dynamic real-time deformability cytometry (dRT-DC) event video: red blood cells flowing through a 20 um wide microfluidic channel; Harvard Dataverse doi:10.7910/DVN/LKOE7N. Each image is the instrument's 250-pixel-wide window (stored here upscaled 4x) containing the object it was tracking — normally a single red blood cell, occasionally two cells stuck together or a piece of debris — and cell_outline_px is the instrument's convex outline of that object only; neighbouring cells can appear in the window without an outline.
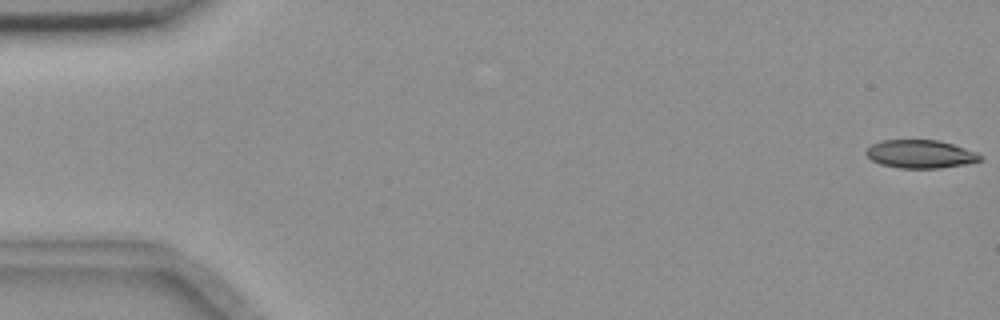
{"species": "common noctule bat (a hibernating species)", "species_latin": "Nyctalus noctula", "temperature_condition": "room temperature", "stored_images_in_passage": 51, "camera_frame_rate_fps": 3000, "um_per_image_px": 0.085, "animal": {"sex": "female", "body_mass_g": 18.4}, "frame": {"image": 1, "passage_image": 1, "time_ms": 0.0, "image_size_px": [1000, 320], "cell_outline_px": [[984, 156], [980, 160], [968, 164], [940, 168], [900, 168], [880, 164], [872, 160], [864, 152], [872, 144], [880, 140], [936, 140], [952, 144], [976, 152]], "centroid_in_image_um": [78.23, 13.1], "position_along_channel_um": 6.8, "area_um2": 18.73}}
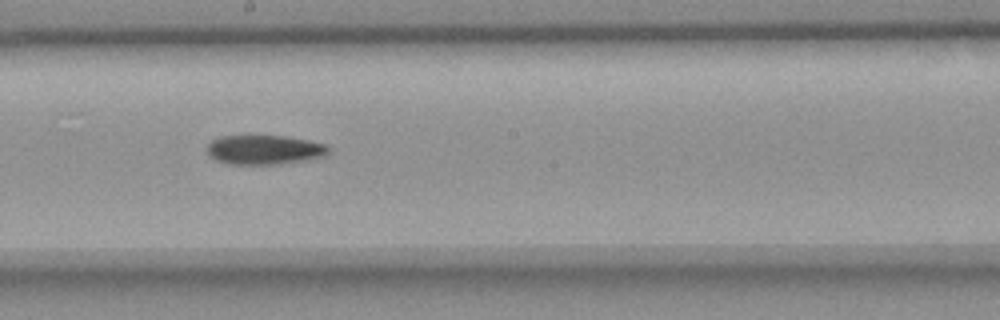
{"frame": {"image": 2, "passage_image": 31, "time_ms": 10.0, "image_size_px": [1000, 320], "cell_outline_px": [[328, 152], [324, 156], [308, 160], [280, 164], [228, 164], [216, 160], [208, 156], [208, 144], [212, 140], [220, 136], [284, 136], [324, 144], [328, 148]], "centroid_in_image_um": [22.43, 12.74], "position_along_channel_um": 225.8, "area_um2": 20.63}}
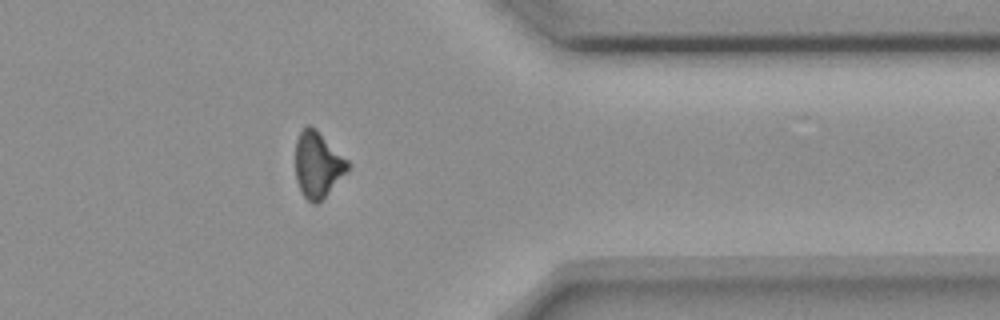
{"frame": {"image": 3, "passage_image": 45, "time_ms": 14.667, "image_size_px": [1000, 320], "cell_outline_px": [[348, 172], [316, 204], [312, 204], [304, 196], [296, 180], [296, 140], [300, 132], [308, 124], [316, 128], [348, 160]], "centroid_in_image_um": [27.01, 13.97], "position_along_channel_um": 384.4, "area_um2": 19.88}, "authors_computed_cell_mechanics": {"area_um2": 20.5768, "velocity_mm_per_s": 3.6749, "shape_relaxation_time_tau1_ms": 8.7221, "shape_relaxation_time_tau2_ms": null, "deformation_change_tau1": 0.2, "deformation_change_tau2": null}}